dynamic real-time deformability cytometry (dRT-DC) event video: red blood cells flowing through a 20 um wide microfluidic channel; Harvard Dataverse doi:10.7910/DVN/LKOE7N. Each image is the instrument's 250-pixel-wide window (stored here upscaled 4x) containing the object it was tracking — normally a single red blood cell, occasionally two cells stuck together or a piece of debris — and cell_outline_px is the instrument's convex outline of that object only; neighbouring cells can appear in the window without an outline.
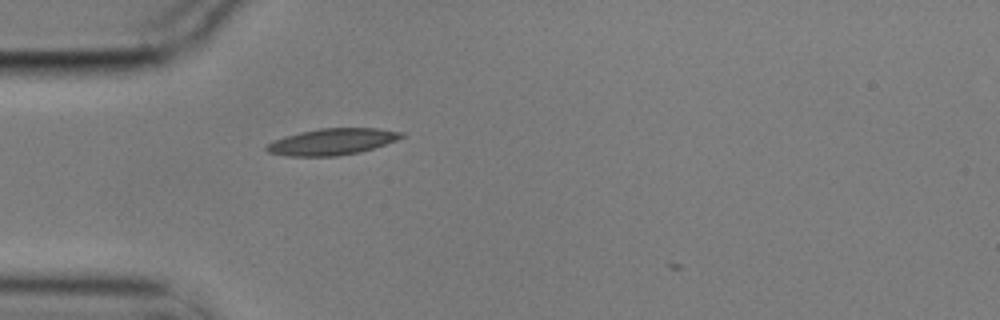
{"species": "common noctule bat (a hibernating species)", "species_latin": "Nyctalus noctula", "temperature_condition": "cold", "stored_images_in_passage": 2, "camera_frame_rate_fps": 3000, "um_per_image_px": 0.085, "animal": {"sex": "male", "body_mass_g": 17.9}, "frame": {"image": 1, "passage_image": 1, "time_ms": 0.0, "image_size_px": [1000, 320], "cell_outline_px": [[404, 136], [396, 140], [360, 152], [336, 156], [288, 156], [268, 152], [264, 148], [272, 140], [284, 136], [300, 132], [320, 128], [376, 128], [404, 132]], "centroid_in_image_um": [28.2, 12.04], "position_along_channel_um": 56.8, "area_um2": 20.69}}